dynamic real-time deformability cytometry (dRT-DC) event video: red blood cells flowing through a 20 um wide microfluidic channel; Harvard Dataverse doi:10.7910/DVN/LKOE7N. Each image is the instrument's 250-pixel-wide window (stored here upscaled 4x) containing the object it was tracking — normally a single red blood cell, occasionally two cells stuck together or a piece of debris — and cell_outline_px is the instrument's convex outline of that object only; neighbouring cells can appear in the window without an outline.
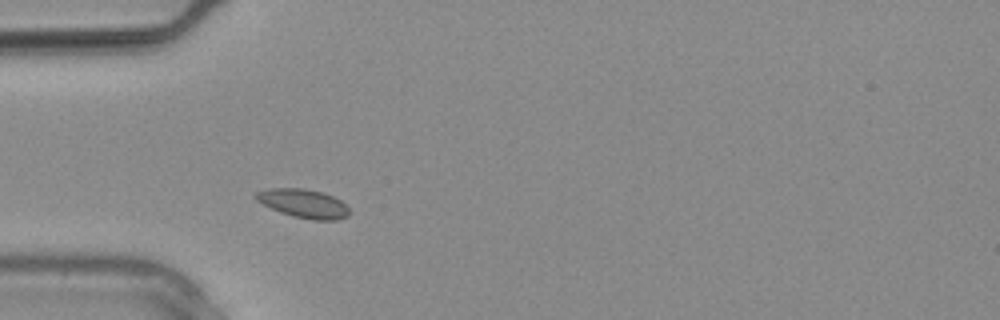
{"species": "common noctule bat (a hibernating species)", "species_latin": "Nyctalus noctula", "temperature_condition": "warm", "stored_images_in_passage": 21, "camera_frame_rate_fps": 3000, "um_per_image_px": 0.085, "animal": {"sex": "male", "body_mass_g": 20.4}, "frame": {"image": 1, "passage_image": 4, "time_ms": 1.0, "image_size_px": [1000, 320], "cell_outline_px": [[348, 216], [336, 220], [312, 220], [280, 212], [256, 200], [252, 196], [256, 192], [268, 188], [304, 188], [324, 192], [340, 200], [348, 208]], "centroid_in_image_um": [25.77, 17.28], "position_along_channel_um": 59.2, "area_um2": 15.55}}